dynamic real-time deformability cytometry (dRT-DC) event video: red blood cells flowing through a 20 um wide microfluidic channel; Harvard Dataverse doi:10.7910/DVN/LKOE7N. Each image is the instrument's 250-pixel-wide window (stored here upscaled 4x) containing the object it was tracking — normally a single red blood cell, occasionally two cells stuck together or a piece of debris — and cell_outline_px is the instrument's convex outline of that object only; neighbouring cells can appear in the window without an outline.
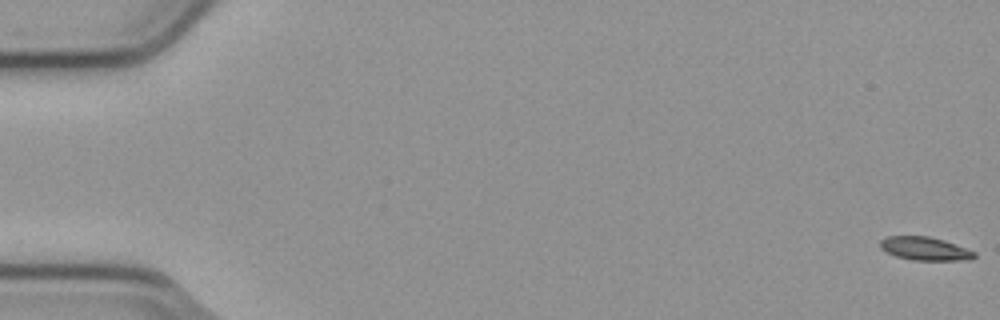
{"species": "common noctule bat (a hibernating species)", "species_latin": "Nyctalus noctula", "temperature_condition": "cold", "stored_images_in_passage": 13, "camera_frame_rate_fps": 3000, "um_per_image_px": 0.085, "animal": {"sex": "male", "body_mass_g": 23.1, "forearm_length_mm": 52.7}, "frame": {"image": 1, "passage_image": 1, "time_ms": 0.0, "image_size_px": [1000, 320], "cell_outline_px": [[976, 256], [968, 260], [912, 260], [896, 256], [880, 248], [880, 240], [888, 236], [928, 236], [944, 240], [976, 252]], "centroid_in_image_um": [78.62, 21.13], "position_along_channel_um": 6.4, "area_um2": 12.72}}